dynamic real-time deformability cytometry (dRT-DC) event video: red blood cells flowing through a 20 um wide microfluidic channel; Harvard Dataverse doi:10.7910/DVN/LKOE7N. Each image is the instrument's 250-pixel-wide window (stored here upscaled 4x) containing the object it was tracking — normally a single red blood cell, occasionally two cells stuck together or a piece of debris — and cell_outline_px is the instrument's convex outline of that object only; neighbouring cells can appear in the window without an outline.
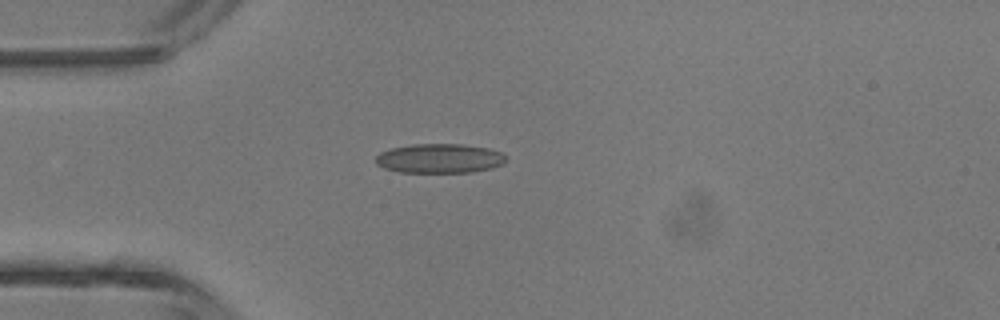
{"species": "common noctule bat (a hibernating species)", "species_latin": "Nyctalus noctula", "temperature_condition": "room temperature", "stored_images_in_passage": 5, "camera_frame_rate_fps": 3000, "um_per_image_px": 0.085, "animal": {"sex": "male", "body_mass_g": 13.3}, "frame": {"image": 1, "passage_image": 5, "time_ms": 4.667, "image_size_px": [1000, 320], "cell_outline_px": [[504, 164], [492, 168], [472, 172], [400, 172], [384, 168], [376, 164], [376, 156], [380, 152], [392, 148], [412, 144], [464, 144], [488, 148], [500, 152], [504, 156]], "centroid_in_image_um": [37.35, 13.46], "position_along_channel_um": 47.6, "area_um2": 22.25}}